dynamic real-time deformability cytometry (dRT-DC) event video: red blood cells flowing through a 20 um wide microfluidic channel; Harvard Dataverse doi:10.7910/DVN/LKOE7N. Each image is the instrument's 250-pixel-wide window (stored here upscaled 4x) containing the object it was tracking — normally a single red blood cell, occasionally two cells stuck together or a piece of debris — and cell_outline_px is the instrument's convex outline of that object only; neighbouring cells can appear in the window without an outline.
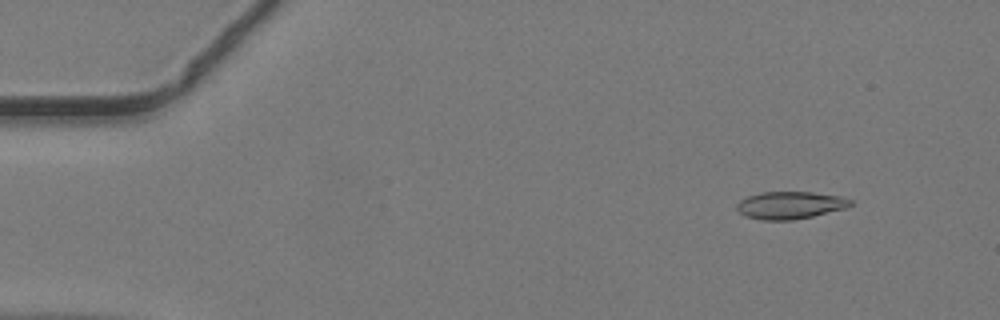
{"species": "common noctule bat (a hibernating species)", "species_latin": "Nyctalus noctula", "temperature_condition": "warm", "stored_images_in_passage": 39, "camera_frame_rate_fps": 3000, "um_per_image_px": 0.085, "animal": {"sex": "male", "body_mass_g": 19.2, "forearm_length_mm": 51.8}, "frame": {"image": 1, "passage_image": 3, "time_ms": 0.667, "image_size_px": [1000, 320], "cell_outline_px": [[852, 204], [844, 208], [812, 216], [792, 220], [760, 220], [744, 216], [736, 208], [736, 204], [740, 200], [748, 196], [760, 192], [812, 192], [840, 196], [852, 200]], "centroid_in_image_um": [67.11, 17.44], "position_along_channel_um": 17.9, "area_um2": 18.09}}
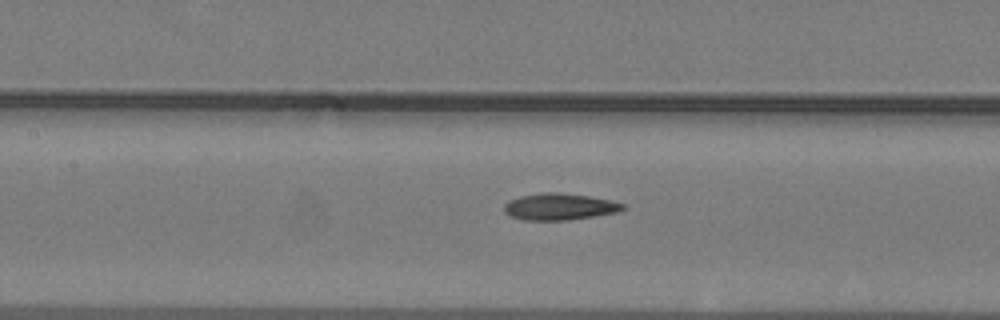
{"frame": {"image": 2, "passage_image": 20, "time_ms": 6.333, "image_size_px": [1000, 320], "cell_outline_px": [[628, 208], [616, 212], [596, 216], [568, 220], [524, 220], [508, 216], [504, 212], [504, 204], [508, 200], [520, 196], [544, 192], [556, 192], [588, 196], [612, 200], [624, 204]], "centroid_in_image_um": [47.54, 17.57], "position_along_channel_um": 159.9, "area_um2": 18.61}}
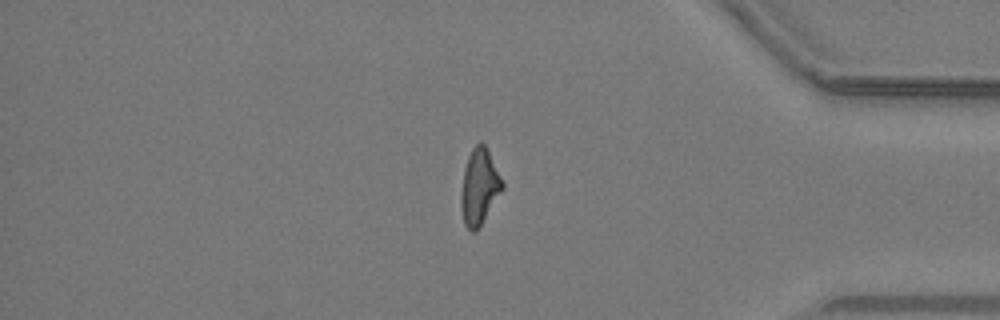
{"frame": {"image": 3, "passage_image": 38, "time_ms": 12.333, "image_size_px": [1000, 320], "cell_outline_px": [[504, 188], [476, 232], [472, 232], [464, 224], [460, 204], [460, 196], [464, 168], [468, 156], [472, 148], [480, 140], [484, 144], [504, 184]], "centroid_in_image_um": [40.72, 15.89], "position_along_channel_um": 394.5, "area_um2": 18.09}}